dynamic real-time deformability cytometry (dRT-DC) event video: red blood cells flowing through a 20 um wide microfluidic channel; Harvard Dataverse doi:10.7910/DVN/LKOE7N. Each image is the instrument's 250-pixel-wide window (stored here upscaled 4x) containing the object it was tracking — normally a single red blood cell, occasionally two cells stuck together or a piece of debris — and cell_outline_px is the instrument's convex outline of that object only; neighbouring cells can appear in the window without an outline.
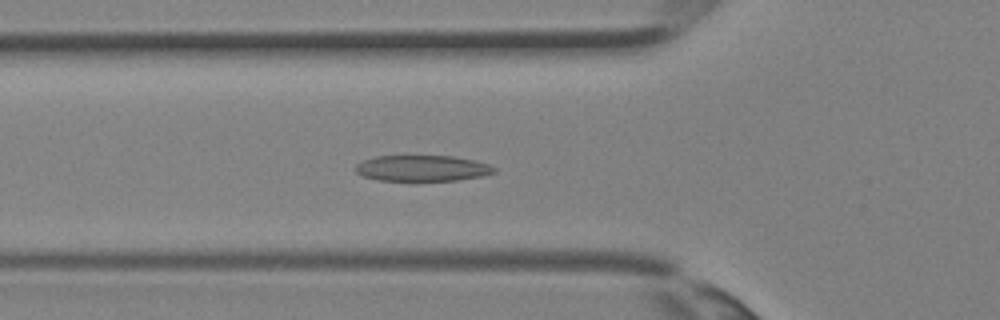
{"species": "Egyptian fruit bat (a non-hibernating species)", "species_latin": "Rousettus aegyptiacus", "temperature_condition": "room temperature", "stored_images_in_passage": 25, "camera_frame_rate_fps": 3000, "um_per_image_px": 0.085, "animal": {"sex": "female"}, "frame": {"image": 1, "passage_image": 2, "time_ms": 0.333, "image_size_px": [1000, 320], "cell_outline_px": [[496, 172], [484, 176], [456, 180], [416, 184], [380, 180], [364, 176], [356, 172], [356, 164], [364, 160], [376, 156], [452, 156], [476, 160], [488, 164], [496, 168]], "centroid_in_image_um": [35.92, 14.35], "position_along_channel_um": 89.9, "area_um2": 21.91}}
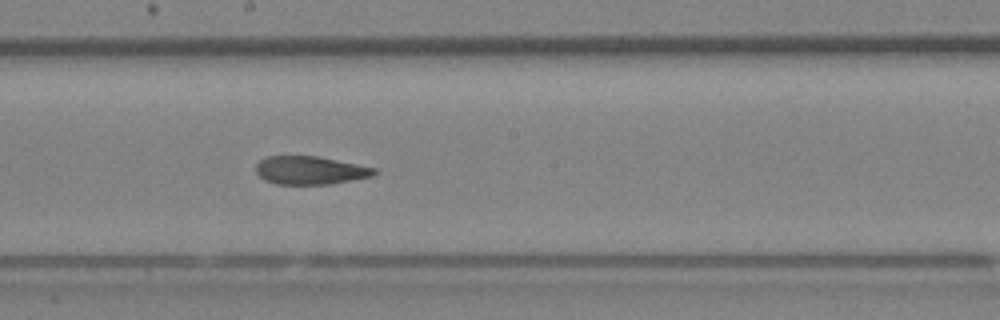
{"frame": {"image": 2, "passage_image": 9, "time_ms": 2.667, "image_size_px": [1000, 320], "cell_outline_px": [[376, 172], [372, 176], [332, 184], [276, 184], [264, 180], [256, 172], [256, 164], [260, 160], [268, 156], [320, 156], [376, 168]], "centroid_in_image_um": [26.36, 14.47], "position_along_channel_um": 221.8, "area_um2": 19.48}}
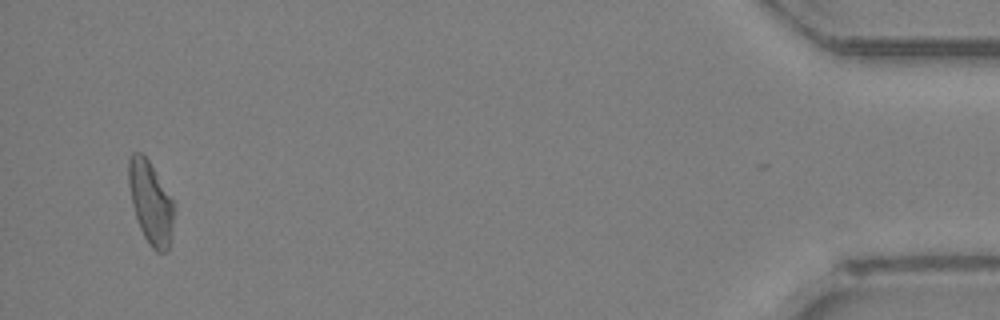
{"frame": {"image": 3, "passage_image": 24, "time_ms": 7.667, "image_size_px": [1000, 320], "cell_outline_px": [[176, 208], [172, 236], [168, 252], [156, 252], [152, 248], [144, 236], [140, 228], [132, 204], [128, 184], [128, 160], [132, 152], [140, 152], [148, 160], [176, 204]], "centroid_in_image_um": [12.84, 17.25], "position_along_channel_um": 422.4, "area_um2": 22.2}}